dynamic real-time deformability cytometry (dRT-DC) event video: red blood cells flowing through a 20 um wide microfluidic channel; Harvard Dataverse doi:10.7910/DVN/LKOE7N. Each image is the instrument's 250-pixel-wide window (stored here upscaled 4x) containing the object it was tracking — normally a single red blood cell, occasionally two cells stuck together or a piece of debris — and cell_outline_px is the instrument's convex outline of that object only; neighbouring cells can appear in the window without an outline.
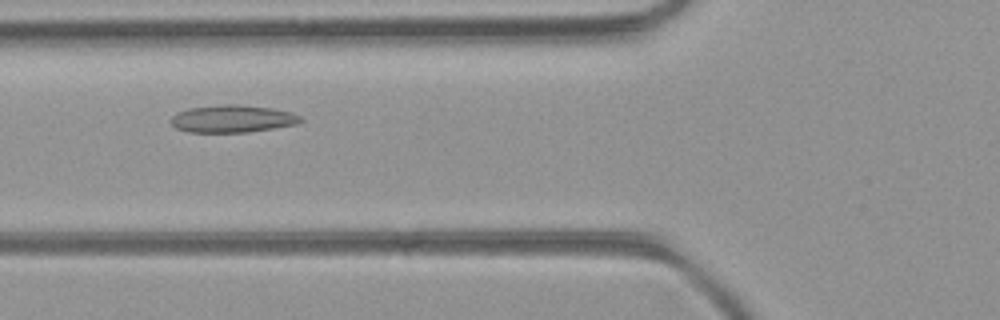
{"species": "common noctule bat (a hibernating species)", "species_latin": "Nyctalus noctula", "temperature_condition": "room temperature", "stored_images_in_passage": 41, "camera_frame_rate_fps": 3000, "um_per_image_px": 0.085, "animal": {"sex": "female", "body_mass_g": 21.9}, "frame": {"image": 1, "passage_image": 9, "time_ms": 2.667, "image_size_px": [1000, 320], "cell_outline_px": [[304, 120], [296, 124], [248, 132], [188, 132], [176, 128], [168, 120], [176, 112], [188, 108], [224, 104], [236, 104], [272, 108], [292, 112], [300, 116]], "centroid_in_image_um": [19.73, 10.09], "position_along_channel_um": 106.1, "area_um2": 20.81}}
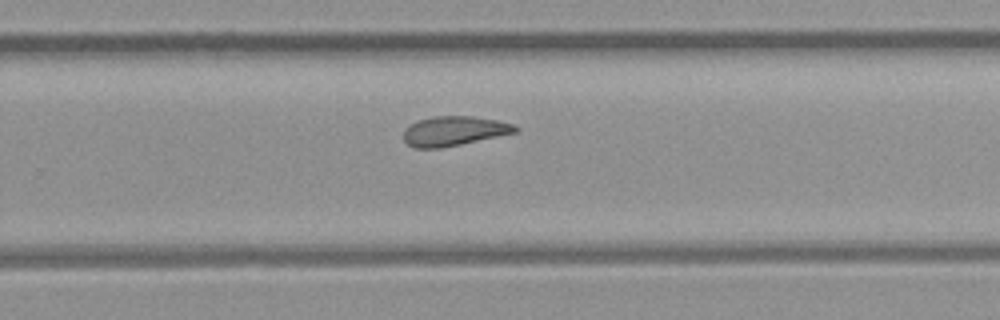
{"frame": {"image": 2, "passage_image": 23, "time_ms": 7.333, "image_size_px": [1000, 320], "cell_outline_px": [[520, 128], [516, 132], [460, 144], [440, 148], [416, 148], [408, 144], [404, 140], [404, 128], [416, 120], [432, 116], [476, 116], [496, 120], [512, 124]], "centroid_in_image_um": [38.55, 11.12], "position_along_channel_um": 291.2, "area_um2": 19.19}}
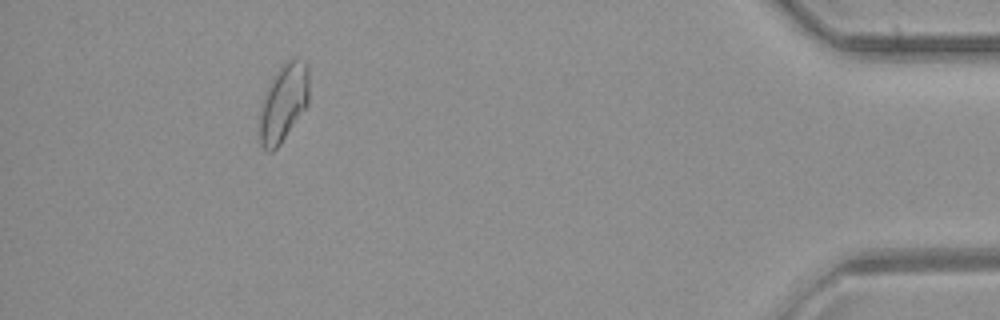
{"frame": {"image": 3, "passage_image": 37, "time_ms": 12.0, "image_size_px": [1000, 320], "cell_outline_px": [[308, 104], [280, 144], [272, 152], [268, 152], [260, 144], [260, 112], [264, 96], [272, 76], [292, 56], [296, 56], [304, 60], [308, 64]], "centroid_in_image_um": [24.11, 8.7], "position_along_channel_um": 411.1, "area_um2": 22.31}, "authors_computed_cell_mechanics": {"area_um2": 20.1144, "velocity_mm_per_s": 3.9645, "shape_relaxation_time_tau1_ms": null, "shape_relaxation_time_tau2_ms": 1.9942, "deformation_change_tau1": null, "deformation_change_tau2": 0.0667}}